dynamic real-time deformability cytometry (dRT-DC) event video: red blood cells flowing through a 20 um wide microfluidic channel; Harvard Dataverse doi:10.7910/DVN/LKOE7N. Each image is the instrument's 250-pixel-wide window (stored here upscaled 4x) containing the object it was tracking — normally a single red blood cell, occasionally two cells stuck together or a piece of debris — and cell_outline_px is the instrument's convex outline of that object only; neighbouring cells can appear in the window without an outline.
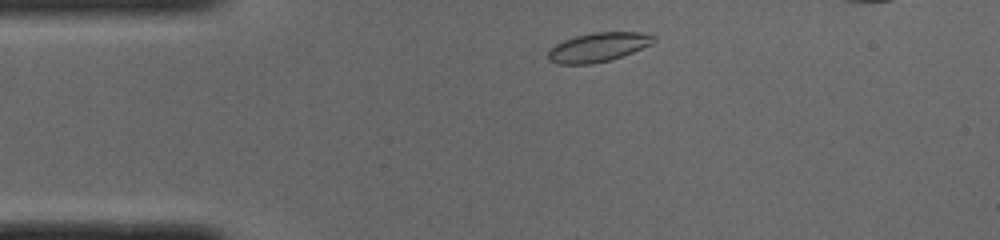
{"species": "common noctule bat (a hibernating species)", "species_latin": "Nyctalus noctula", "temperature_condition": "cold", "stored_images_in_passage": 37, "camera_frame_rate_fps": 3000, "um_per_image_px": 0.085, "animal": {"sex": "male", "body_mass_g": 19.0, "forearm_length_mm": 50.8}, "frame": {"image": 1, "passage_image": 1, "time_ms": 0.0, "image_size_px": [1000, 240], "cell_outline_px": [[656, 40], [652, 44], [632, 52], [608, 60], [592, 64], [560, 64], [548, 60], [548, 52], [556, 44], [564, 40], [576, 36], [592, 32], [640, 32], [656, 36]], "centroid_in_image_um": [50.86, 4.0], "position_along_channel_um": 34.1, "area_um2": 17.74}}
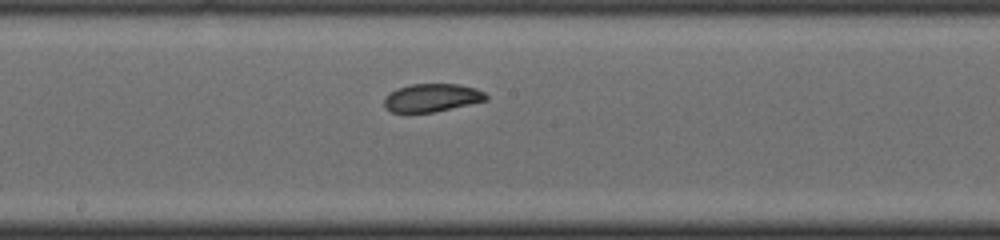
{"frame": {"image": 2, "passage_image": 17, "time_ms": 5.333, "image_size_px": [1000, 240], "cell_outline_px": [[488, 100], [432, 112], [392, 112], [384, 104], [384, 96], [396, 88], [412, 84], [460, 84], [476, 88], [484, 92], [488, 96]], "centroid_in_image_um": [36.72, 8.29], "position_along_channel_um": 211.5, "area_um2": 16.59}}
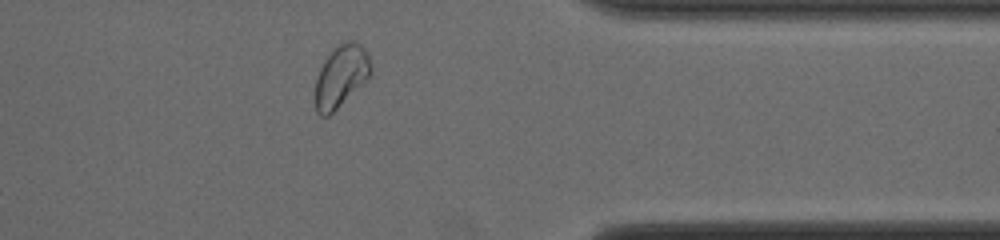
{"frame": {"image": 3, "passage_image": 31, "time_ms": 10.0, "image_size_px": [1000, 240], "cell_outline_px": [[372, 72], [328, 116], [320, 116], [316, 112], [316, 80], [320, 68], [324, 60], [340, 44], [348, 40], [352, 40], [360, 44], [364, 48], [368, 56], [372, 68]], "centroid_in_image_um": [28.97, 6.45], "position_along_channel_um": 382.4, "area_um2": 19.25}, "authors_computed_cell_mechanics": {"area_um2": 17.7446, "velocity_mm_per_s": 3.9629, "shape_relaxation_time_tau1_ms": 6.6616, "shape_relaxation_time_tau2_ms": 2.0929, "deformation_change_tau1": 0.147, "deformation_change_tau2": 0.046}}